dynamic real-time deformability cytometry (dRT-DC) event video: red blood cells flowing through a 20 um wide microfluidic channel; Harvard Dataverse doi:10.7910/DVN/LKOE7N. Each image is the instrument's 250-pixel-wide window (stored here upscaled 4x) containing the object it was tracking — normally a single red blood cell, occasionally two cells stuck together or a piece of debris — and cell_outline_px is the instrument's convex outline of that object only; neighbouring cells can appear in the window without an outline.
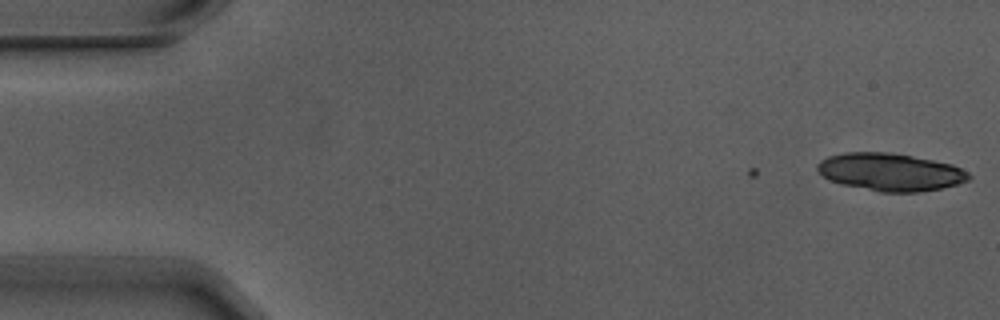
{"species": "Egyptian fruit bat (a non-hibernating species)", "species_latin": "Rousettus aegyptiacus", "temperature_condition": "warm", "stored_images_in_passage": 3, "camera_frame_rate_fps": 3000, "um_per_image_px": 0.085, "animal": {"sex": "male"}, "frame": {"image": 1, "passage_image": 3, "time_ms": 0.667, "image_size_px": [1000, 320], "cell_outline_px": [[972, 176], [968, 180], [956, 184], [940, 188], [916, 192], [880, 192], [840, 184], [828, 180], [816, 168], [816, 164], [820, 160], [828, 156], [844, 152], [892, 152], [952, 164], [968, 172]], "centroid_in_image_um": [75.64, 14.61], "position_along_channel_um": 9.4, "area_um2": 33.23}}